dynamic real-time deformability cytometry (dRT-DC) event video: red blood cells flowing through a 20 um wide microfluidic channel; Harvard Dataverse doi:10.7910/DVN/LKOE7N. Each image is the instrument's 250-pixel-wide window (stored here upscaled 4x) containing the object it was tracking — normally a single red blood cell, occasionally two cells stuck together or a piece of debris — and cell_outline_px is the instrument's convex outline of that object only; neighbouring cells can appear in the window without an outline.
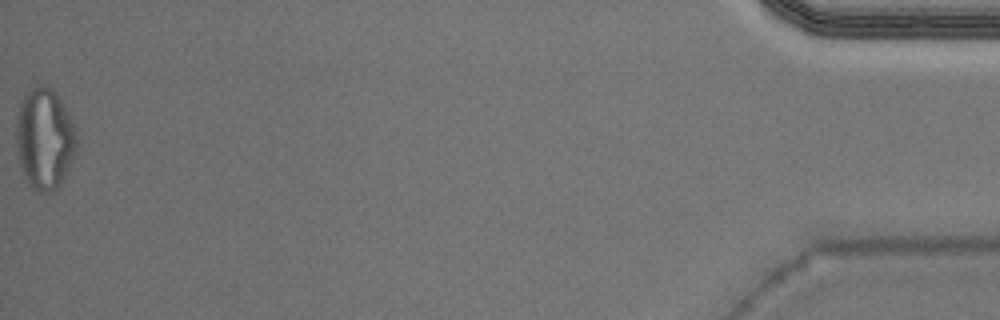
{"species": "Egyptian fruit bat (a non-hibernating species)", "species_latin": "Rousettus aegyptiacus", "temperature_condition": "warm", "stored_images_in_passage": 36, "segment_of_instrument_passage": [2, 2], "camera_frame_rate_fps": 3000, "um_per_image_px": 0.085, "animal": {"sex": "male"}, "frame": {"image": 1, "passage_image": 36, "time_ms": 11.667, "image_size_px": [1000, 320], "cell_outline_px": [[76, 148], [72, 160], [64, 176], [56, 188], [52, 192], [40, 192], [32, 188], [28, 184], [20, 168], [16, 148], [16, 124], [20, 104], [24, 96], [36, 84], [44, 84], [52, 88], [68, 112], [72, 124], [76, 140]], "centroid_in_image_um": [3.75, 11.79], "position_along_channel_um": 431.4, "area_um2": 35.32}}